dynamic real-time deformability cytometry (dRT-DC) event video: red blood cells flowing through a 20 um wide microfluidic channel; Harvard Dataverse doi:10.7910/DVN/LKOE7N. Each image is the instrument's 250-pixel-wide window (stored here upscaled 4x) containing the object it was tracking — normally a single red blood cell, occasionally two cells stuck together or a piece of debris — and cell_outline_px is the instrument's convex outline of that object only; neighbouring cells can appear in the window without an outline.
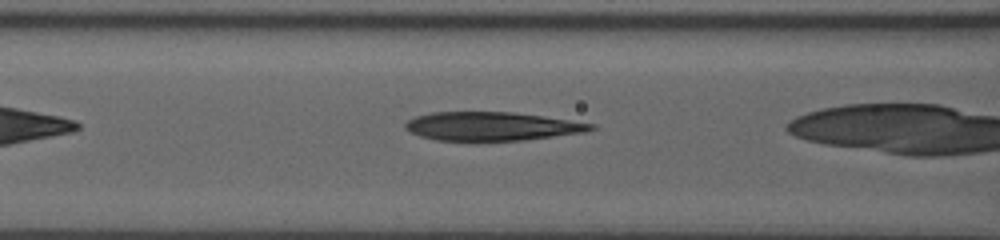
{"species": "human", "species_latin": "Homo sapiens", "temperature_condition": "room temperature", "stored_images_in_passage": 23, "camera_frame_rate_fps": 3000, "um_per_image_px": 0.085, "donor": {"sex": "male"}, "frame": {"image": 1, "passage_image": 4, "time_ms": 0.667, "image_size_px": [1000, 240], "cell_outline_px": [[596, 128], [584, 132], [524, 140], [436, 140], [420, 136], [404, 128], [404, 124], [408, 120], [416, 116], [432, 112], [512, 112], [544, 116], [596, 124]], "centroid_in_image_um": [41.8, 10.72], "position_along_channel_um": 124.8, "area_um2": 30.75}}
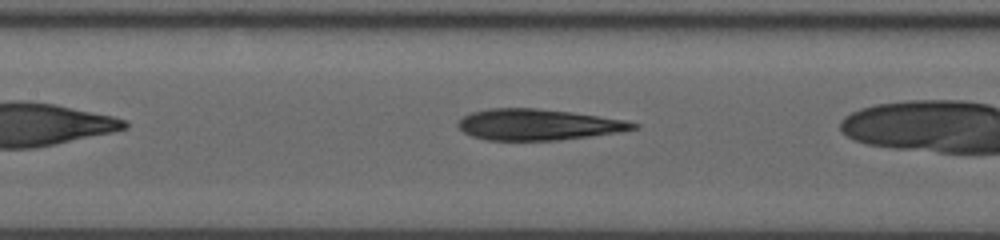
{"frame": {"image": 2, "passage_image": 10, "time_ms": 1.667, "image_size_px": [1000, 240], "cell_outline_px": [[640, 124], [636, 128], [616, 132], [588, 136], [556, 140], [488, 140], [472, 136], [464, 132], [456, 124], [464, 116], [472, 112], [488, 108], [536, 108], [572, 112], [624, 120]], "centroid_in_image_um": [45.7, 10.58], "position_along_channel_um": 161.7, "area_um2": 31.33}}